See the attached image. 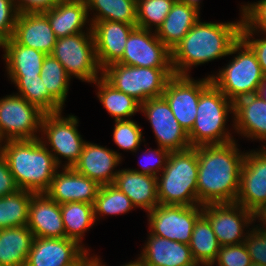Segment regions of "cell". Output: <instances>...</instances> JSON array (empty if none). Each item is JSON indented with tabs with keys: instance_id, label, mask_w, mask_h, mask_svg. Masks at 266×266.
Listing matches in <instances>:
<instances>
[{
	"instance_id": "83f0119b",
	"label": "cell",
	"mask_w": 266,
	"mask_h": 266,
	"mask_svg": "<svg viewBox=\"0 0 266 266\" xmlns=\"http://www.w3.org/2000/svg\"><path fill=\"white\" fill-rule=\"evenodd\" d=\"M5 51L8 77H31L41 74L46 54L42 51L17 44L12 38L0 44Z\"/></svg>"
},
{
	"instance_id": "ba28073f",
	"label": "cell",
	"mask_w": 266,
	"mask_h": 266,
	"mask_svg": "<svg viewBox=\"0 0 266 266\" xmlns=\"http://www.w3.org/2000/svg\"><path fill=\"white\" fill-rule=\"evenodd\" d=\"M86 32L57 38L51 55L64 67L67 74L82 82H94L102 76L95 50L93 33L86 27Z\"/></svg>"
},
{
	"instance_id": "bcb514c9",
	"label": "cell",
	"mask_w": 266,
	"mask_h": 266,
	"mask_svg": "<svg viewBox=\"0 0 266 266\" xmlns=\"http://www.w3.org/2000/svg\"><path fill=\"white\" fill-rule=\"evenodd\" d=\"M19 14L44 13L58 4V0H13Z\"/></svg>"
},
{
	"instance_id": "f35d334b",
	"label": "cell",
	"mask_w": 266,
	"mask_h": 266,
	"mask_svg": "<svg viewBox=\"0 0 266 266\" xmlns=\"http://www.w3.org/2000/svg\"><path fill=\"white\" fill-rule=\"evenodd\" d=\"M142 134L141 127L131 119L115 121L113 139L121 149L136 153L142 140H145Z\"/></svg>"
},
{
	"instance_id": "e575fe53",
	"label": "cell",
	"mask_w": 266,
	"mask_h": 266,
	"mask_svg": "<svg viewBox=\"0 0 266 266\" xmlns=\"http://www.w3.org/2000/svg\"><path fill=\"white\" fill-rule=\"evenodd\" d=\"M33 192L19 189L0 197V229L26 226Z\"/></svg>"
},
{
	"instance_id": "816d5d0a",
	"label": "cell",
	"mask_w": 266,
	"mask_h": 266,
	"mask_svg": "<svg viewBox=\"0 0 266 266\" xmlns=\"http://www.w3.org/2000/svg\"><path fill=\"white\" fill-rule=\"evenodd\" d=\"M183 3L188 4L189 6L195 7L198 11H200V0H177Z\"/></svg>"
},
{
	"instance_id": "7bdbcfd3",
	"label": "cell",
	"mask_w": 266,
	"mask_h": 266,
	"mask_svg": "<svg viewBox=\"0 0 266 266\" xmlns=\"http://www.w3.org/2000/svg\"><path fill=\"white\" fill-rule=\"evenodd\" d=\"M18 14L13 0H0V44L12 37Z\"/></svg>"
},
{
	"instance_id": "4fadbf2b",
	"label": "cell",
	"mask_w": 266,
	"mask_h": 266,
	"mask_svg": "<svg viewBox=\"0 0 266 266\" xmlns=\"http://www.w3.org/2000/svg\"><path fill=\"white\" fill-rule=\"evenodd\" d=\"M202 214L209 220L221 246L243 243L247 236L244 228L255 223L253 212L236 202L204 204Z\"/></svg>"
},
{
	"instance_id": "f546056e",
	"label": "cell",
	"mask_w": 266,
	"mask_h": 266,
	"mask_svg": "<svg viewBox=\"0 0 266 266\" xmlns=\"http://www.w3.org/2000/svg\"><path fill=\"white\" fill-rule=\"evenodd\" d=\"M93 83L97 84L99 101L108 113L117 120H127L139 112L141 103L134 97L121 92L109 84L102 76Z\"/></svg>"
},
{
	"instance_id": "60d3db41",
	"label": "cell",
	"mask_w": 266,
	"mask_h": 266,
	"mask_svg": "<svg viewBox=\"0 0 266 266\" xmlns=\"http://www.w3.org/2000/svg\"><path fill=\"white\" fill-rule=\"evenodd\" d=\"M242 23L254 33L266 34V0L241 6Z\"/></svg>"
},
{
	"instance_id": "db71d44e",
	"label": "cell",
	"mask_w": 266,
	"mask_h": 266,
	"mask_svg": "<svg viewBox=\"0 0 266 266\" xmlns=\"http://www.w3.org/2000/svg\"><path fill=\"white\" fill-rule=\"evenodd\" d=\"M58 2H87V0H58Z\"/></svg>"
},
{
	"instance_id": "f907efd6",
	"label": "cell",
	"mask_w": 266,
	"mask_h": 266,
	"mask_svg": "<svg viewBox=\"0 0 266 266\" xmlns=\"http://www.w3.org/2000/svg\"><path fill=\"white\" fill-rule=\"evenodd\" d=\"M92 266H106V265L102 264L98 256L96 257L94 256V262ZM122 266H143V265H142L141 259L138 257L137 260L128 262L127 264L122 265Z\"/></svg>"
},
{
	"instance_id": "f1b7e54d",
	"label": "cell",
	"mask_w": 266,
	"mask_h": 266,
	"mask_svg": "<svg viewBox=\"0 0 266 266\" xmlns=\"http://www.w3.org/2000/svg\"><path fill=\"white\" fill-rule=\"evenodd\" d=\"M34 238L27 225L0 229V266H25Z\"/></svg>"
},
{
	"instance_id": "d6a6232c",
	"label": "cell",
	"mask_w": 266,
	"mask_h": 266,
	"mask_svg": "<svg viewBox=\"0 0 266 266\" xmlns=\"http://www.w3.org/2000/svg\"><path fill=\"white\" fill-rule=\"evenodd\" d=\"M88 14L96 13L91 18L89 27L97 21H118L137 26V0H87Z\"/></svg>"
},
{
	"instance_id": "c3c4849f",
	"label": "cell",
	"mask_w": 266,
	"mask_h": 266,
	"mask_svg": "<svg viewBox=\"0 0 266 266\" xmlns=\"http://www.w3.org/2000/svg\"><path fill=\"white\" fill-rule=\"evenodd\" d=\"M258 218V219H257ZM256 219L261 221V224L263 225H255L256 229L261 232H266V204L261 205L253 212V221H256ZM262 226V227H260ZM265 227V228H264Z\"/></svg>"
},
{
	"instance_id": "ab89813d",
	"label": "cell",
	"mask_w": 266,
	"mask_h": 266,
	"mask_svg": "<svg viewBox=\"0 0 266 266\" xmlns=\"http://www.w3.org/2000/svg\"><path fill=\"white\" fill-rule=\"evenodd\" d=\"M250 266L252 264L251 257L248 253L246 245L243 243L221 246L218 256L213 266Z\"/></svg>"
},
{
	"instance_id": "44dd1931",
	"label": "cell",
	"mask_w": 266,
	"mask_h": 266,
	"mask_svg": "<svg viewBox=\"0 0 266 266\" xmlns=\"http://www.w3.org/2000/svg\"><path fill=\"white\" fill-rule=\"evenodd\" d=\"M27 227L33 232L34 237H66L60 204L46 193H33L29 204Z\"/></svg>"
},
{
	"instance_id": "5bb4252c",
	"label": "cell",
	"mask_w": 266,
	"mask_h": 266,
	"mask_svg": "<svg viewBox=\"0 0 266 266\" xmlns=\"http://www.w3.org/2000/svg\"><path fill=\"white\" fill-rule=\"evenodd\" d=\"M153 32V33H152ZM135 27L126 42L124 54L117 62L134 67L172 68V52L155 31Z\"/></svg>"
},
{
	"instance_id": "d590c367",
	"label": "cell",
	"mask_w": 266,
	"mask_h": 266,
	"mask_svg": "<svg viewBox=\"0 0 266 266\" xmlns=\"http://www.w3.org/2000/svg\"><path fill=\"white\" fill-rule=\"evenodd\" d=\"M133 208L136 207L132 201L115 185H101L94 203V218L96 221L98 215L125 214Z\"/></svg>"
},
{
	"instance_id": "7a4b0ae2",
	"label": "cell",
	"mask_w": 266,
	"mask_h": 266,
	"mask_svg": "<svg viewBox=\"0 0 266 266\" xmlns=\"http://www.w3.org/2000/svg\"><path fill=\"white\" fill-rule=\"evenodd\" d=\"M242 19L237 22L211 23L200 19L171 51L175 75L189 76L191 66L208 63L229 55L240 39Z\"/></svg>"
},
{
	"instance_id": "681fc988",
	"label": "cell",
	"mask_w": 266,
	"mask_h": 266,
	"mask_svg": "<svg viewBox=\"0 0 266 266\" xmlns=\"http://www.w3.org/2000/svg\"><path fill=\"white\" fill-rule=\"evenodd\" d=\"M86 249L74 262L67 266H92L94 262V255L90 256Z\"/></svg>"
},
{
	"instance_id": "277c9868",
	"label": "cell",
	"mask_w": 266,
	"mask_h": 266,
	"mask_svg": "<svg viewBox=\"0 0 266 266\" xmlns=\"http://www.w3.org/2000/svg\"><path fill=\"white\" fill-rule=\"evenodd\" d=\"M198 158L194 147L169 154L157 176V196L161 205H198Z\"/></svg>"
},
{
	"instance_id": "52a82bcc",
	"label": "cell",
	"mask_w": 266,
	"mask_h": 266,
	"mask_svg": "<svg viewBox=\"0 0 266 266\" xmlns=\"http://www.w3.org/2000/svg\"><path fill=\"white\" fill-rule=\"evenodd\" d=\"M102 77L117 90L134 97L140 103L161 97L173 69L134 67L113 63L102 69Z\"/></svg>"
},
{
	"instance_id": "5b68a950",
	"label": "cell",
	"mask_w": 266,
	"mask_h": 266,
	"mask_svg": "<svg viewBox=\"0 0 266 266\" xmlns=\"http://www.w3.org/2000/svg\"><path fill=\"white\" fill-rule=\"evenodd\" d=\"M230 112L234 113V103L211 83L200 94L195 122L188 133L191 147L234 141L225 127Z\"/></svg>"
},
{
	"instance_id": "f6af8a7d",
	"label": "cell",
	"mask_w": 266,
	"mask_h": 266,
	"mask_svg": "<svg viewBox=\"0 0 266 266\" xmlns=\"http://www.w3.org/2000/svg\"><path fill=\"white\" fill-rule=\"evenodd\" d=\"M254 32L249 30L243 23L241 26L240 38L252 49L259 62L262 72L266 77V37L254 39ZM253 38V39H251Z\"/></svg>"
},
{
	"instance_id": "ac0fdd59",
	"label": "cell",
	"mask_w": 266,
	"mask_h": 266,
	"mask_svg": "<svg viewBox=\"0 0 266 266\" xmlns=\"http://www.w3.org/2000/svg\"><path fill=\"white\" fill-rule=\"evenodd\" d=\"M62 169L55 172L46 194L58 204L77 201L94 205L100 185L72 167Z\"/></svg>"
},
{
	"instance_id": "11a10c76",
	"label": "cell",
	"mask_w": 266,
	"mask_h": 266,
	"mask_svg": "<svg viewBox=\"0 0 266 266\" xmlns=\"http://www.w3.org/2000/svg\"><path fill=\"white\" fill-rule=\"evenodd\" d=\"M250 266H263V265H260V264H257V263H253L250 265Z\"/></svg>"
},
{
	"instance_id": "8d00e7d4",
	"label": "cell",
	"mask_w": 266,
	"mask_h": 266,
	"mask_svg": "<svg viewBox=\"0 0 266 266\" xmlns=\"http://www.w3.org/2000/svg\"><path fill=\"white\" fill-rule=\"evenodd\" d=\"M40 78L49 92L62 104H65L71 77L62 64L51 54L44 58Z\"/></svg>"
},
{
	"instance_id": "d6986e66",
	"label": "cell",
	"mask_w": 266,
	"mask_h": 266,
	"mask_svg": "<svg viewBox=\"0 0 266 266\" xmlns=\"http://www.w3.org/2000/svg\"><path fill=\"white\" fill-rule=\"evenodd\" d=\"M121 158L117 151L86 141L79 160L72 168L100 186L113 184L118 174L115 167L120 164Z\"/></svg>"
},
{
	"instance_id": "3957f363",
	"label": "cell",
	"mask_w": 266,
	"mask_h": 266,
	"mask_svg": "<svg viewBox=\"0 0 266 266\" xmlns=\"http://www.w3.org/2000/svg\"><path fill=\"white\" fill-rule=\"evenodd\" d=\"M0 152L21 190L46 193L55 172L60 168L40 138L1 142Z\"/></svg>"
},
{
	"instance_id": "9c48e42d",
	"label": "cell",
	"mask_w": 266,
	"mask_h": 266,
	"mask_svg": "<svg viewBox=\"0 0 266 266\" xmlns=\"http://www.w3.org/2000/svg\"><path fill=\"white\" fill-rule=\"evenodd\" d=\"M61 113L60 111L43 116L40 132L46 137L41 136L40 140L44 146H51V150L48 147V151L53 155L54 161L59 167L62 165L60 159L62 157L67 160L63 167H73L79 160L86 141L78 132L77 116L64 117Z\"/></svg>"
},
{
	"instance_id": "ffe728a7",
	"label": "cell",
	"mask_w": 266,
	"mask_h": 266,
	"mask_svg": "<svg viewBox=\"0 0 266 266\" xmlns=\"http://www.w3.org/2000/svg\"><path fill=\"white\" fill-rule=\"evenodd\" d=\"M85 250L70 238L35 237L25 266H67Z\"/></svg>"
},
{
	"instance_id": "7dc6e473",
	"label": "cell",
	"mask_w": 266,
	"mask_h": 266,
	"mask_svg": "<svg viewBox=\"0 0 266 266\" xmlns=\"http://www.w3.org/2000/svg\"><path fill=\"white\" fill-rule=\"evenodd\" d=\"M19 190L9 170L5 157L0 152V197L11 195Z\"/></svg>"
},
{
	"instance_id": "d4e9b609",
	"label": "cell",
	"mask_w": 266,
	"mask_h": 266,
	"mask_svg": "<svg viewBox=\"0 0 266 266\" xmlns=\"http://www.w3.org/2000/svg\"><path fill=\"white\" fill-rule=\"evenodd\" d=\"M113 185L125 193L135 207H140L147 213L159 205L157 177L122 169L118 170Z\"/></svg>"
},
{
	"instance_id": "b9f144b4",
	"label": "cell",
	"mask_w": 266,
	"mask_h": 266,
	"mask_svg": "<svg viewBox=\"0 0 266 266\" xmlns=\"http://www.w3.org/2000/svg\"><path fill=\"white\" fill-rule=\"evenodd\" d=\"M252 229V230H251ZM249 230H251L249 232ZM244 240L248 253L253 263L266 266V232L250 228Z\"/></svg>"
},
{
	"instance_id": "2e32d148",
	"label": "cell",
	"mask_w": 266,
	"mask_h": 266,
	"mask_svg": "<svg viewBox=\"0 0 266 266\" xmlns=\"http://www.w3.org/2000/svg\"><path fill=\"white\" fill-rule=\"evenodd\" d=\"M249 152H245L235 202L254 212L266 204V147Z\"/></svg>"
},
{
	"instance_id": "f5cc1de1",
	"label": "cell",
	"mask_w": 266,
	"mask_h": 266,
	"mask_svg": "<svg viewBox=\"0 0 266 266\" xmlns=\"http://www.w3.org/2000/svg\"><path fill=\"white\" fill-rule=\"evenodd\" d=\"M258 94L263 99L264 103H266V77L264 78L263 84L261 85Z\"/></svg>"
},
{
	"instance_id": "4dcf8cb0",
	"label": "cell",
	"mask_w": 266,
	"mask_h": 266,
	"mask_svg": "<svg viewBox=\"0 0 266 266\" xmlns=\"http://www.w3.org/2000/svg\"><path fill=\"white\" fill-rule=\"evenodd\" d=\"M189 247L197 264L211 266L218 256L221 245L209 220L201 214L194 223Z\"/></svg>"
},
{
	"instance_id": "ee69618b",
	"label": "cell",
	"mask_w": 266,
	"mask_h": 266,
	"mask_svg": "<svg viewBox=\"0 0 266 266\" xmlns=\"http://www.w3.org/2000/svg\"><path fill=\"white\" fill-rule=\"evenodd\" d=\"M147 153V154H146ZM171 152L158 146V149H149L145 151V156H147L146 165L143 163L141 170L131 169L135 172L152 175L154 177L159 176L166 166L169 154ZM151 154V155H150ZM151 156V157H150ZM152 163V164H151ZM149 164V165H148ZM162 170V171H160Z\"/></svg>"
},
{
	"instance_id": "7c38bea8",
	"label": "cell",
	"mask_w": 266,
	"mask_h": 266,
	"mask_svg": "<svg viewBox=\"0 0 266 266\" xmlns=\"http://www.w3.org/2000/svg\"><path fill=\"white\" fill-rule=\"evenodd\" d=\"M210 75L201 80L173 75L166 83L163 97L180 126L189 133L195 122L200 94L211 84Z\"/></svg>"
},
{
	"instance_id": "8fae6325",
	"label": "cell",
	"mask_w": 266,
	"mask_h": 266,
	"mask_svg": "<svg viewBox=\"0 0 266 266\" xmlns=\"http://www.w3.org/2000/svg\"><path fill=\"white\" fill-rule=\"evenodd\" d=\"M202 214V205H161L148 212L150 233L189 244L194 223Z\"/></svg>"
},
{
	"instance_id": "1f68e13d",
	"label": "cell",
	"mask_w": 266,
	"mask_h": 266,
	"mask_svg": "<svg viewBox=\"0 0 266 266\" xmlns=\"http://www.w3.org/2000/svg\"><path fill=\"white\" fill-rule=\"evenodd\" d=\"M18 89V95L45 114L63 111V105L44 86L40 75L31 77H9Z\"/></svg>"
},
{
	"instance_id": "cb8c5ba5",
	"label": "cell",
	"mask_w": 266,
	"mask_h": 266,
	"mask_svg": "<svg viewBox=\"0 0 266 266\" xmlns=\"http://www.w3.org/2000/svg\"><path fill=\"white\" fill-rule=\"evenodd\" d=\"M233 114L232 126L237 133L250 139L264 140V144L266 143V103L259 94L237 99Z\"/></svg>"
},
{
	"instance_id": "30bf717a",
	"label": "cell",
	"mask_w": 266,
	"mask_h": 266,
	"mask_svg": "<svg viewBox=\"0 0 266 266\" xmlns=\"http://www.w3.org/2000/svg\"><path fill=\"white\" fill-rule=\"evenodd\" d=\"M45 115L18 93L0 99V143L7 140L39 139Z\"/></svg>"
},
{
	"instance_id": "836d02e7",
	"label": "cell",
	"mask_w": 266,
	"mask_h": 266,
	"mask_svg": "<svg viewBox=\"0 0 266 266\" xmlns=\"http://www.w3.org/2000/svg\"><path fill=\"white\" fill-rule=\"evenodd\" d=\"M66 238L77 241L81 246L85 232L95 224L94 205L84 202L60 204Z\"/></svg>"
},
{
	"instance_id": "8992f818",
	"label": "cell",
	"mask_w": 266,
	"mask_h": 266,
	"mask_svg": "<svg viewBox=\"0 0 266 266\" xmlns=\"http://www.w3.org/2000/svg\"><path fill=\"white\" fill-rule=\"evenodd\" d=\"M211 82L233 103L244 96L258 94L264 74L255 53L240 38L231 48L229 55L236 54Z\"/></svg>"
},
{
	"instance_id": "e0dca14e",
	"label": "cell",
	"mask_w": 266,
	"mask_h": 266,
	"mask_svg": "<svg viewBox=\"0 0 266 266\" xmlns=\"http://www.w3.org/2000/svg\"><path fill=\"white\" fill-rule=\"evenodd\" d=\"M135 27L137 26L118 21H97L91 25L96 57L101 69L122 58L127 39Z\"/></svg>"
},
{
	"instance_id": "4316f807",
	"label": "cell",
	"mask_w": 266,
	"mask_h": 266,
	"mask_svg": "<svg viewBox=\"0 0 266 266\" xmlns=\"http://www.w3.org/2000/svg\"><path fill=\"white\" fill-rule=\"evenodd\" d=\"M57 38L83 33L88 21L86 2H58L49 11L43 13Z\"/></svg>"
},
{
	"instance_id": "603a6c76",
	"label": "cell",
	"mask_w": 266,
	"mask_h": 266,
	"mask_svg": "<svg viewBox=\"0 0 266 266\" xmlns=\"http://www.w3.org/2000/svg\"><path fill=\"white\" fill-rule=\"evenodd\" d=\"M140 253L143 266H196L188 244L149 233Z\"/></svg>"
},
{
	"instance_id": "6da1fadb",
	"label": "cell",
	"mask_w": 266,
	"mask_h": 266,
	"mask_svg": "<svg viewBox=\"0 0 266 266\" xmlns=\"http://www.w3.org/2000/svg\"><path fill=\"white\" fill-rule=\"evenodd\" d=\"M194 148L198 158V205L234 203L245 153L239 151L235 140Z\"/></svg>"
},
{
	"instance_id": "74e56055",
	"label": "cell",
	"mask_w": 266,
	"mask_h": 266,
	"mask_svg": "<svg viewBox=\"0 0 266 266\" xmlns=\"http://www.w3.org/2000/svg\"><path fill=\"white\" fill-rule=\"evenodd\" d=\"M176 0H137V27L155 32L162 25Z\"/></svg>"
},
{
	"instance_id": "484cf974",
	"label": "cell",
	"mask_w": 266,
	"mask_h": 266,
	"mask_svg": "<svg viewBox=\"0 0 266 266\" xmlns=\"http://www.w3.org/2000/svg\"><path fill=\"white\" fill-rule=\"evenodd\" d=\"M199 14L195 7L176 0L155 33L172 51L199 20Z\"/></svg>"
},
{
	"instance_id": "9a60e30c",
	"label": "cell",
	"mask_w": 266,
	"mask_h": 266,
	"mask_svg": "<svg viewBox=\"0 0 266 266\" xmlns=\"http://www.w3.org/2000/svg\"><path fill=\"white\" fill-rule=\"evenodd\" d=\"M140 110L149 120L159 147L170 152L191 148L188 133L180 126L163 96L141 103Z\"/></svg>"
},
{
	"instance_id": "7402d4cb",
	"label": "cell",
	"mask_w": 266,
	"mask_h": 266,
	"mask_svg": "<svg viewBox=\"0 0 266 266\" xmlns=\"http://www.w3.org/2000/svg\"><path fill=\"white\" fill-rule=\"evenodd\" d=\"M17 44L51 54L57 37L43 13L18 14L11 37Z\"/></svg>"
}]
</instances>
